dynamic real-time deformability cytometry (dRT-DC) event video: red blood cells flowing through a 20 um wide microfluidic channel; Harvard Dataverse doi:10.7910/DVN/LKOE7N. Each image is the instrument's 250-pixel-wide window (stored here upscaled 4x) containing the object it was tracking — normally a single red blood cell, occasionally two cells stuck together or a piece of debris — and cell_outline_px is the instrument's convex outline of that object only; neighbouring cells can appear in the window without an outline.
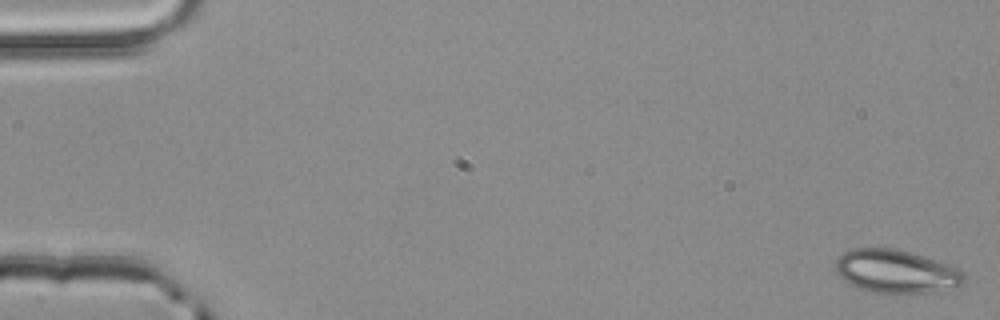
{"species": "common noctule bat (a hibernating species)", "species_latin": "Nyctalus noctula", "temperature_condition": "room temperature", "stored_images_in_passage": 13, "camera_frame_rate_fps": 3000, "um_per_image_px": 0.085, "animal": {"sex": "male", "body_mass_g": 20.4}, "frame": {"image": 1, "passage_image": 1, "time_ms": 0.0, "image_size_px": [1000, 320], "cell_outline_px": [[964, 284], [924, 292], [872, 292], [848, 284], [836, 272], [836, 260], [844, 252], [852, 248], [896, 248], [924, 256], [948, 264], [964, 272]], "centroid_in_image_um": [76.12, 23.04], "position_along_channel_um": 8.9, "area_um2": 31.85}}